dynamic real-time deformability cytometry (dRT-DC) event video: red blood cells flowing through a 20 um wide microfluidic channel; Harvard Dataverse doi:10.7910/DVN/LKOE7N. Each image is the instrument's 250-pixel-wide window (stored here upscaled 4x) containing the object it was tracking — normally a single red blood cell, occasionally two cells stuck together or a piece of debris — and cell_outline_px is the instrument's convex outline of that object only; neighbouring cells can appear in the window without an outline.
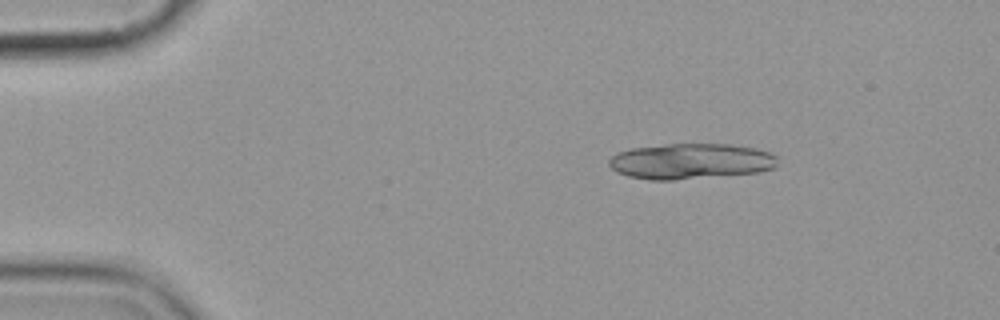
{"species": "common noctule bat (a hibernating species)", "species_latin": "Nyctalus noctula", "temperature_condition": "cold", "stored_images_in_passage": 9, "segment_of_instrument_passage": [1, 2], "camera_frame_rate_fps": 3000, "um_per_image_px": 0.085, "animal": {"sex": "female", "body_mass_g": 19.9}, "frame": {"image": 1, "passage_image": 1, "time_ms": 0.0, "image_size_px": [1000, 320], "cell_outline_px": [[776, 168], [756, 172], [676, 180], [648, 180], [628, 176], [616, 172], [608, 164], [608, 160], [616, 152], [632, 148], [668, 144], [732, 144], [756, 148], [768, 152], [776, 156]], "centroid_in_image_um": [58.68, 13.71], "position_along_channel_um": 26.3, "area_um2": 35.08}}